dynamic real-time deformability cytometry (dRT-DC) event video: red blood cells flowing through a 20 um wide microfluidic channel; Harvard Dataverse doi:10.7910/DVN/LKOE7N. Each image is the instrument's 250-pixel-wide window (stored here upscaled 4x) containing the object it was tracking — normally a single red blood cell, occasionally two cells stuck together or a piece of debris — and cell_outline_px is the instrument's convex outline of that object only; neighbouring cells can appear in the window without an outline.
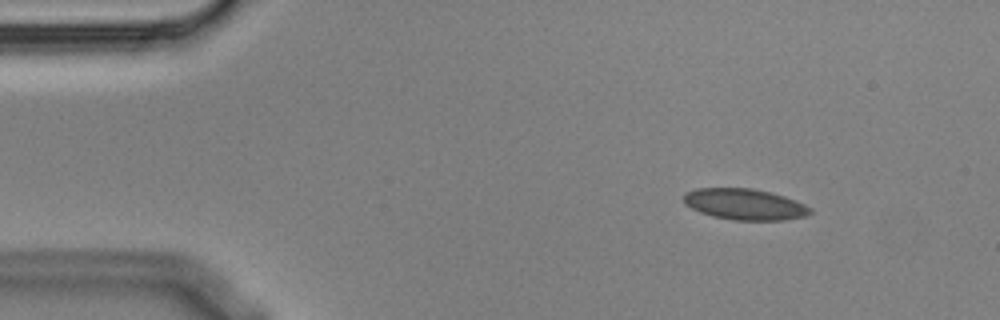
{"species": "Egyptian fruit bat (a non-hibernating species)", "species_latin": "Rousettus aegyptiacus", "temperature_condition": "cold", "stored_images_in_passage": 10, "camera_frame_rate_fps": 3000, "um_per_image_px": 0.085, "animal": {"sex": "male"}, "frame": {"image": 1, "passage_image": 1, "time_ms": 0.0, "image_size_px": [1000, 320], "cell_outline_px": [[812, 212], [804, 216], [784, 220], [732, 220], [712, 216], [700, 212], [684, 204], [684, 192], [696, 188], [752, 188], [772, 192], [796, 200], [812, 208]], "centroid_in_image_um": [63.29, 17.36], "position_along_channel_um": 21.7, "area_um2": 23.06}}
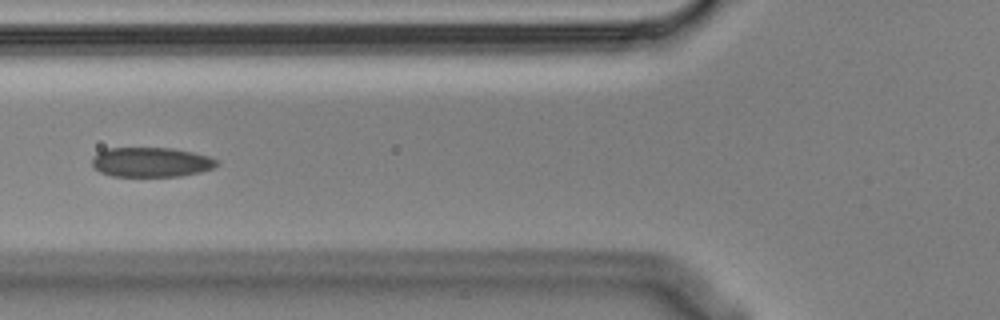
{"frame": {"image": 2, "passage_image": 5, "time_ms": 1.333, "image_size_px": [1000, 320], "cell_outline_px": [[220, 164], [212, 168], [200, 172], [180, 176], [112, 176], [100, 172], [92, 164], [92, 156], [108, 148], [172, 148], [192, 152], [208, 156], [220, 160]], "centroid_in_image_um": [12.87, 13.78], "position_along_channel_um": 112.9, "area_um2": 21.56}}
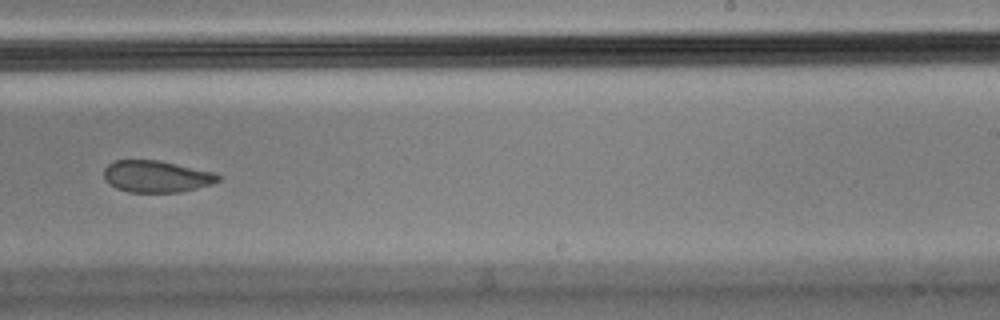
{"frame": {"image": 3, "passage_image": 9, "time_ms": 2.667, "image_size_px": [1000, 320], "cell_outline_px": [[220, 180], [212, 184], [180, 192], [128, 192], [116, 188], [104, 176], [104, 168], [108, 164], [116, 160], [160, 160], [216, 172], [220, 176]], "centroid_in_image_um": [13.34, 14.99], "position_along_channel_um": 275.7, "area_um2": 21.15}}